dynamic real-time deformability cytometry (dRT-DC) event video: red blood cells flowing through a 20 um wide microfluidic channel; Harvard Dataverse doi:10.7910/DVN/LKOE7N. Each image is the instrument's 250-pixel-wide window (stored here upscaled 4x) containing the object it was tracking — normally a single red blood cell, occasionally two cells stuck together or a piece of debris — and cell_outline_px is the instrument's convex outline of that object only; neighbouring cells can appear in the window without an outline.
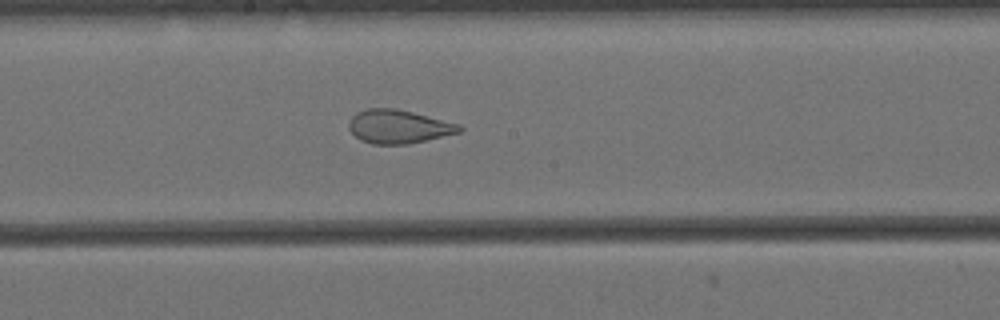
{"species": "Egyptian fruit bat (a non-hibernating species)", "species_latin": "Rousettus aegyptiacus", "temperature_condition": "cold", "stored_images_in_passage": 49, "camera_frame_rate_fps": 3000, "um_per_image_px": 0.085, "animal": {"sex": "female"}, "frame": {"image": 1, "passage_image": 28, "time_ms": 9.0, "image_size_px": [1000, 320], "cell_outline_px": [[464, 128], [460, 132], [408, 144], [372, 144], [360, 140], [348, 128], [348, 124], [352, 116], [356, 112], [368, 108], [396, 108], [460, 124]], "centroid_in_image_um": [33.86, 10.76], "position_along_channel_um": 214.3, "area_um2": 21.56}}
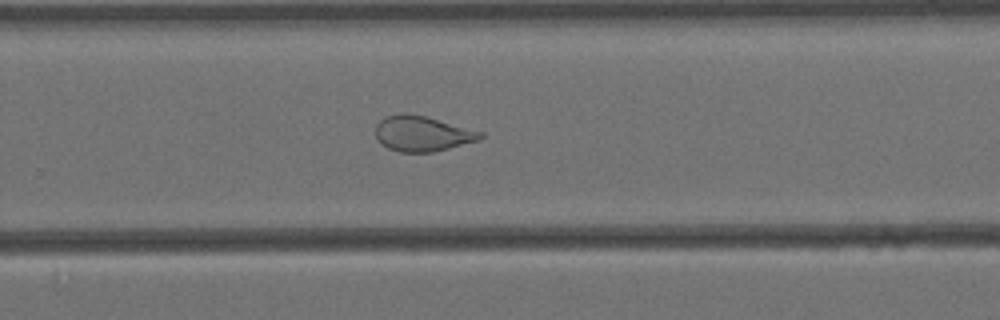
{"frame": {"image": 2, "passage_image": 35, "time_ms": 11.333, "image_size_px": [1000, 320], "cell_outline_px": [[484, 136], [480, 140], [432, 152], [400, 152], [388, 148], [380, 144], [376, 140], [376, 124], [384, 116], [400, 112], [408, 112], [424, 116], [484, 132]], "centroid_in_image_um": [35.86, 11.35], "position_along_channel_um": 293.9, "area_um2": 21.79}}
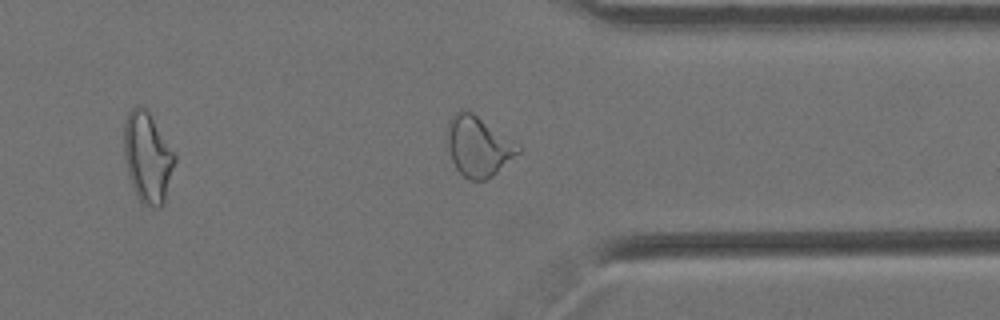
{"frame": {"image": 3, "passage_image": 42, "time_ms": 13.667, "image_size_px": [1000, 320], "cell_outline_px": [[524, 148], [520, 152], [492, 176], [484, 180], [468, 180], [456, 168], [452, 160], [448, 144], [448, 120], [460, 108], [468, 108], [520, 144]], "centroid_in_image_um": [40.69, 12.38], "position_along_channel_um": 370.7, "area_um2": 25.14}}